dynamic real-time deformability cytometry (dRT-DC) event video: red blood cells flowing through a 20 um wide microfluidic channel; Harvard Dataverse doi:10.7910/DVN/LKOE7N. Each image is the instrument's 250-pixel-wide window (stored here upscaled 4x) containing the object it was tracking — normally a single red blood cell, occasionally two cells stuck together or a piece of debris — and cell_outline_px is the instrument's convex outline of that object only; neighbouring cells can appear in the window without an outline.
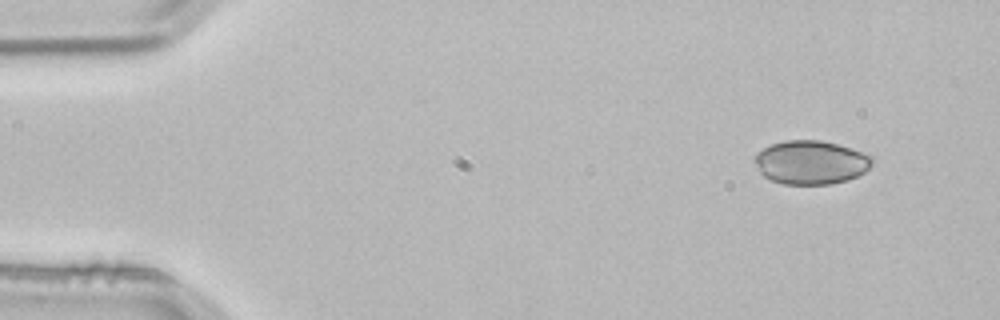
{"species": "common noctule bat (a hibernating species)", "species_latin": "Nyctalus noctula", "temperature_condition": "room temperature", "stored_images_in_passage": 5, "camera_frame_rate_fps": 3000, "um_per_image_px": 0.085, "animal": {"sex": "male", "body_mass_g": 21.5, "forearm_length_mm": 52.0}, "frame": {"image": 1, "passage_image": 5, "time_ms": 1.333, "image_size_px": [1000, 320], "cell_outline_px": [[876, 160], [864, 172], [848, 180], [832, 184], [784, 184], [772, 180], [764, 176], [760, 172], [756, 164], [756, 152], [772, 144], [784, 140], [820, 140], [836, 144], [872, 156]], "centroid_in_image_um": [68.93, 13.8], "position_along_channel_um": 16.1, "area_um2": 29.71}}